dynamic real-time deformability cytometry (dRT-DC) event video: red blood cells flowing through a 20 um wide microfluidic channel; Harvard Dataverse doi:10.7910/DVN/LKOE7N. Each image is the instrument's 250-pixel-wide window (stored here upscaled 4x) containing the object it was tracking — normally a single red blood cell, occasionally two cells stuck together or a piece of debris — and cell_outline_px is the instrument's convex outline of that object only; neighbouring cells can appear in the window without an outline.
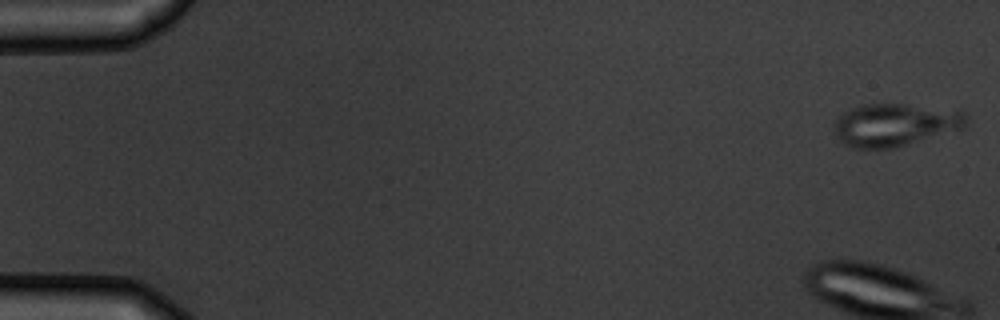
{"species": "common noctule bat (a hibernating species)", "species_latin": "Nyctalus noctula", "temperature_condition": "warm", "stored_images_in_passage": 6, "camera_frame_rate_fps": 3000, "um_per_image_px": 0.085, "animal": {"sex": "male", "body_mass_g": 19.5, "forearm_length_mm": 54.6}, "frame": {"image": 1, "passage_image": 1, "time_ms": 0.0, "image_size_px": [1000, 320], "cell_outline_px": [[968, 120], [964, 128], [896, 148], [852, 148], [844, 144], [832, 132], [836, 120], [844, 112], [860, 104], [904, 104], [964, 112], [968, 116]], "centroid_in_image_um": [76.04, 10.62], "position_along_channel_um": 9.0, "area_um2": 32.83}}